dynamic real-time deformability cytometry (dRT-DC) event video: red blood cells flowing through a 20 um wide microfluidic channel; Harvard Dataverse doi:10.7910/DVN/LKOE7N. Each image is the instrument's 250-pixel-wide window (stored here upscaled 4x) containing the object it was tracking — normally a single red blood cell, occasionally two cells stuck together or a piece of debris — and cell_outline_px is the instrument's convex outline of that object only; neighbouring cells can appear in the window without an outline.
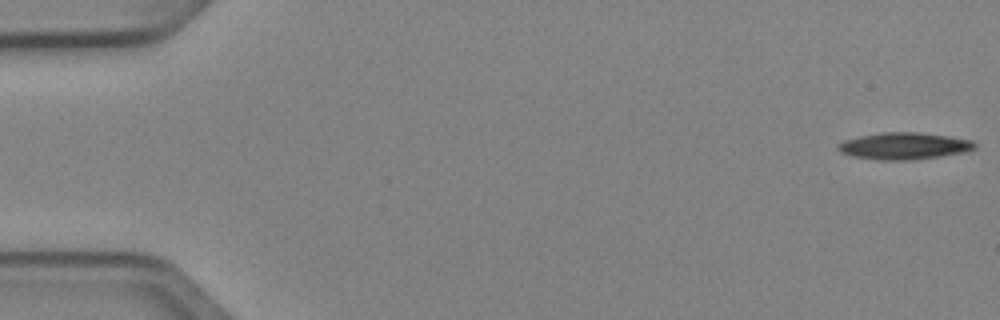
{"species": "Egyptian fruit bat (a non-hibernating species)", "species_latin": "Rousettus aegyptiacus", "temperature_condition": "cold", "stored_images_in_passage": 51, "camera_frame_rate_fps": 3000, "um_per_image_px": 0.085, "animal": {"sex": "female"}, "frame": {"image": 1, "passage_image": 1, "time_ms": 0.0, "image_size_px": [1000, 320], "cell_outline_px": [[976, 148], [964, 152], [940, 156], [912, 160], [880, 160], [852, 156], [840, 152], [836, 148], [836, 144], [844, 140], [860, 136], [884, 132], [916, 132], [948, 136], [972, 140], [976, 144]], "centroid_in_image_um": [76.82, 12.41], "position_along_channel_um": 8.2, "area_um2": 21.39}}
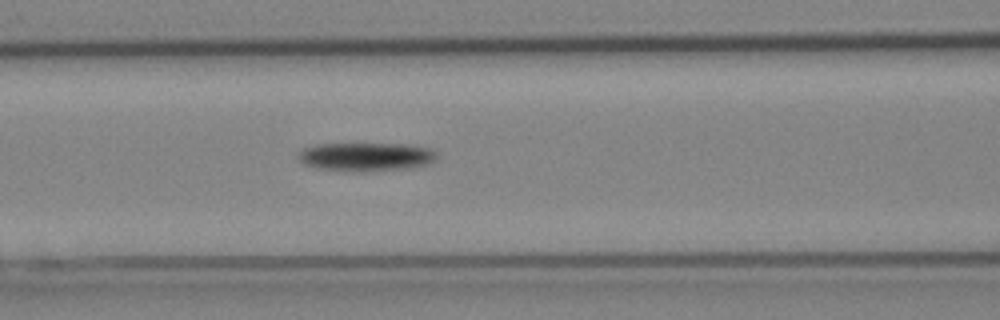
{"frame": {"image": 2, "passage_image": 22, "time_ms": 7.0, "image_size_px": [1000, 320], "cell_outline_px": [[436, 160], [432, 164], [412, 168], [360, 172], [352, 172], [316, 168], [304, 164], [296, 156], [296, 152], [304, 148], [316, 144], [412, 144], [432, 148], [436, 152]], "centroid_in_image_um": [31.14, 13.33], "position_along_channel_um": 135.5, "area_um2": 23.7}}
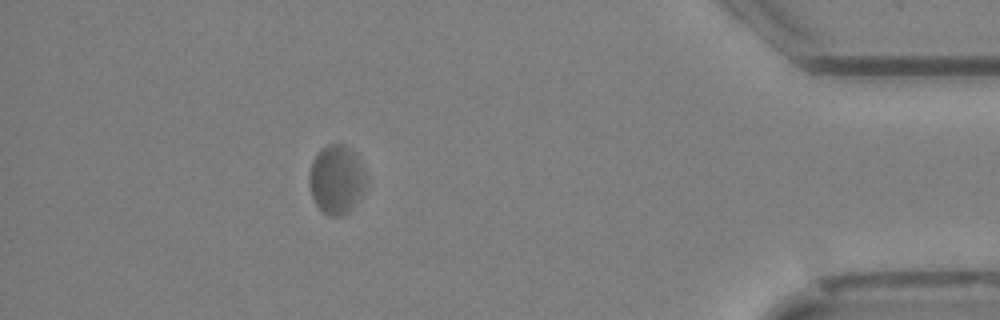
{"frame": {"image": 3, "passage_image": 46, "time_ms": 15.0, "image_size_px": [1000, 320], "cell_outline_px": [[364, 192], [348, 212], [344, 216], [328, 216], [316, 204], [312, 196], [308, 184], [308, 176], [312, 160], [320, 148], [328, 144], [344, 144], [352, 148], [356, 152], [364, 172]], "centroid_in_image_um": [28.57, 15.23], "position_along_channel_um": 406.6, "area_um2": 23.0}}